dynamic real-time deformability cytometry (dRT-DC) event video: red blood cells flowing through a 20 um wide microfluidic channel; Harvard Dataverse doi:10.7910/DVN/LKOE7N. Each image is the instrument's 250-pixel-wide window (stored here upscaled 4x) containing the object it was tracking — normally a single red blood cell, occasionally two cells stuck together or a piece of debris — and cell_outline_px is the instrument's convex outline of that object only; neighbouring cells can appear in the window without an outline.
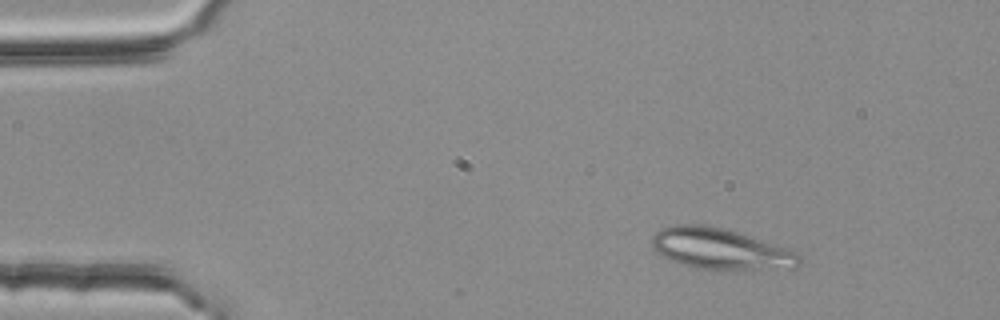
{"species": "common noctule bat (a hibernating species)", "species_latin": "Nyctalus noctula", "temperature_condition": "room temperature", "stored_images_in_passage": 45, "segment_of_instrument_passage": [1, 2], "camera_frame_rate_fps": 3000, "um_per_image_px": 0.085, "animal": {"sex": "female", "body_mass_g": 25.1}, "frame": {"image": 1, "passage_image": 1, "time_ms": 0.0, "image_size_px": [1000, 320], "cell_outline_px": [[804, 256], [800, 264], [796, 268], [736, 272], [720, 272], [696, 268], [676, 264], [660, 256], [652, 244], [652, 236], [660, 228], [672, 224], [704, 224], [724, 228], [800, 252]], "centroid_in_image_um": [61.29, 21.21], "position_along_channel_um": 23.7, "area_um2": 36.88}}